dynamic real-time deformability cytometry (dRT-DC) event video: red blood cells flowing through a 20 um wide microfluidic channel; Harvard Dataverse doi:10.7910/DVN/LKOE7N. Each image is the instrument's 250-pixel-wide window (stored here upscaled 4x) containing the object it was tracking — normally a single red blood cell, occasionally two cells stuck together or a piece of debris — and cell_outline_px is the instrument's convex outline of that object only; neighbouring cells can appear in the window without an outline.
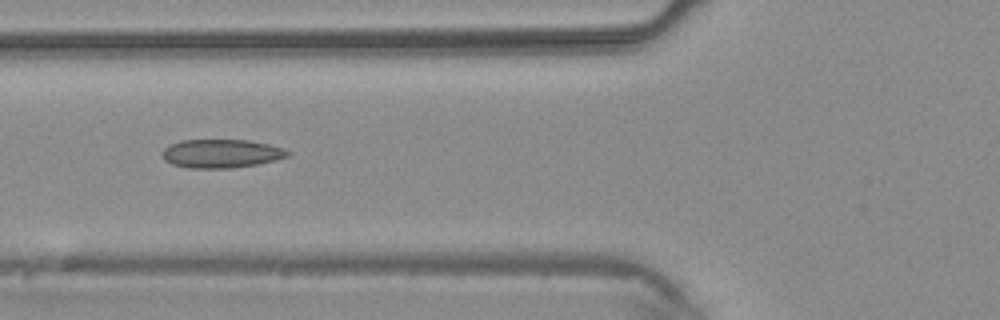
{"species": "common noctule bat (a hibernating species)", "species_latin": "Nyctalus noctula", "temperature_condition": "warm", "stored_images_in_passage": 4, "camera_frame_rate_fps": 3000, "um_per_image_px": 0.085, "animal": {"sex": "male", "body_mass_g": 20.4}, "frame": {"image": 1, "passage_image": 4, "time_ms": 4.333, "image_size_px": [1000, 320], "cell_outline_px": [[292, 152], [288, 156], [276, 160], [256, 164], [232, 168], [188, 168], [172, 164], [164, 160], [164, 148], [168, 144], [180, 140], [248, 140], [268, 144], [284, 148]], "centroid_in_image_um": [18.82, 13.05], "position_along_channel_um": 107.0, "area_um2": 20.92}}